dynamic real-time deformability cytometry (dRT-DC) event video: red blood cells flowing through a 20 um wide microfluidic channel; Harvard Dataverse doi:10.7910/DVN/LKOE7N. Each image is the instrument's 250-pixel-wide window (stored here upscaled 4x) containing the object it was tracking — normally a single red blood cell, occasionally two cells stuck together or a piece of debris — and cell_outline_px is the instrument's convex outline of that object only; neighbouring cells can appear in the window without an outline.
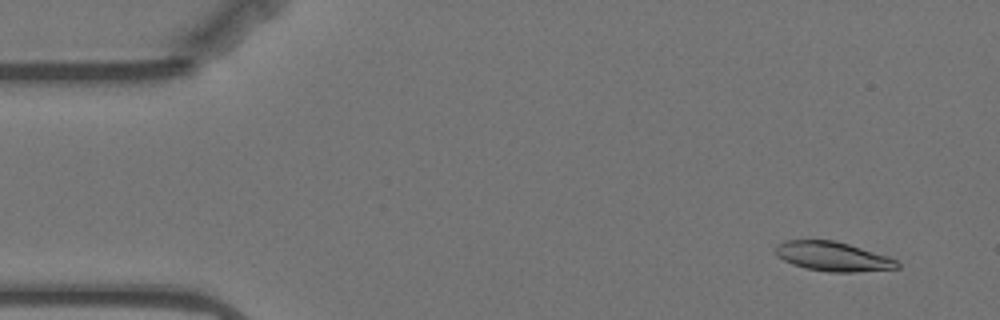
{"species": "Egyptian fruit bat (a non-hibernating species)", "species_latin": "Rousettus aegyptiacus", "temperature_condition": "warm", "stored_images_in_passage": 57, "camera_frame_rate_fps": 3000, "um_per_image_px": 0.085, "animal": {"sex": "female"}, "frame": {"image": 1, "passage_image": 4, "time_ms": 1.0, "image_size_px": [1000, 320], "cell_outline_px": [[900, 268], [856, 272], [828, 272], [808, 268], [792, 264], [776, 256], [776, 244], [784, 240], [836, 240], [888, 256], [896, 260], [900, 264]], "centroid_in_image_um": [70.8, 21.79], "position_along_channel_um": 14.2, "area_um2": 20.87}}
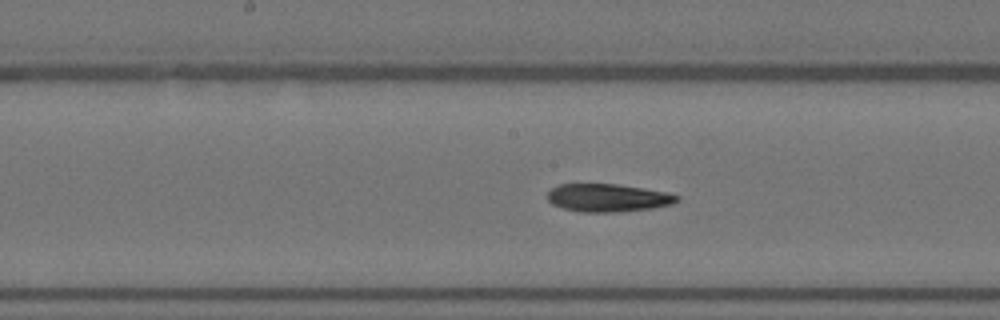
{"frame": {"image": 2, "passage_image": 28, "time_ms": 9.0, "image_size_px": [1000, 320], "cell_outline_px": [[680, 200], [672, 204], [652, 208], [616, 212], [580, 212], [564, 208], [552, 204], [548, 200], [548, 192], [556, 184], [616, 184], [644, 188], [668, 192], [680, 196]], "centroid_in_image_um": [51.69, 16.81], "position_along_channel_um": 196.5, "area_um2": 21.15}}
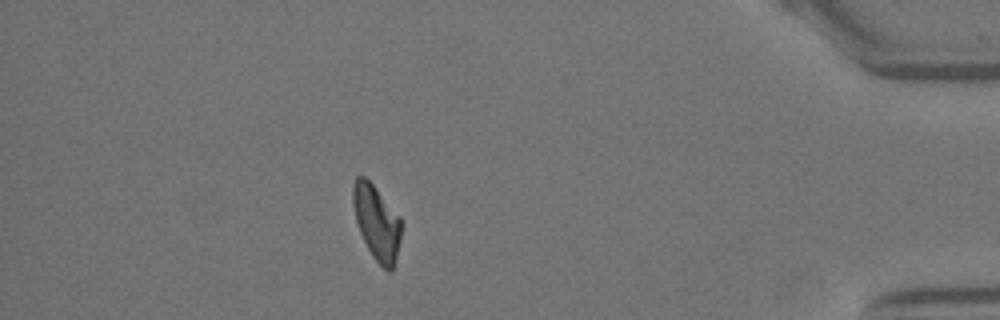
{"frame": {"image": 3, "passage_image": 50, "time_ms": 16.333, "image_size_px": [1000, 320], "cell_outline_px": [[404, 224], [392, 272], [388, 272], [372, 256], [360, 232], [356, 220], [352, 204], [352, 188], [356, 176], [364, 176], [372, 184], [400, 216]], "centroid_in_image_um": [32.03, 18.91], "position_along_channel_um": 403.2, "area_um2": 21.04}, "authors_computed_cell_mechanics": {"area_um2": 21.4438, "velocity_mm_per_s": 3.4933, "shape_relaxation_time_tau1_ms": null, "shape_relaxation_time_tau2_ms": 7.3443, "deformation_change_tau1": null, "deformation_change_tau2": 0.169}}